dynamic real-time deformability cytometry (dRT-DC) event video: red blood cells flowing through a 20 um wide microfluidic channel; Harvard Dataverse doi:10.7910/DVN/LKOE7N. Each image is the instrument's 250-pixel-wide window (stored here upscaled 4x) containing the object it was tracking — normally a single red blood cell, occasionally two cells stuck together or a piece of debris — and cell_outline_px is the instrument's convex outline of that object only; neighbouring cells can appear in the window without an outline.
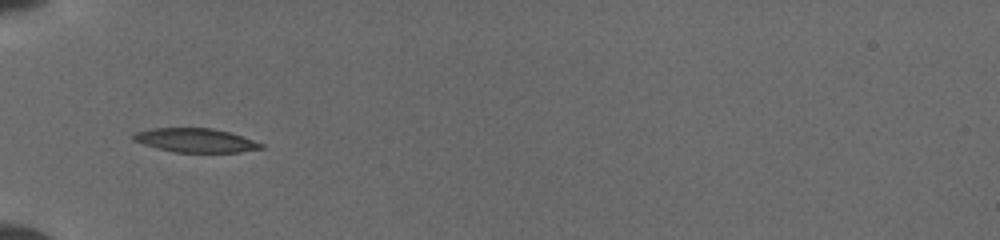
{"species": "common noctule bat (a hibernating species)", "species_latin": "Nyctalus noctula", "temperature_condition": "cold", "stored_images_in_passage": 55, "camera_frame_rate_fps": 3000, "um_per_image_px": 0.085, "animal": {"sex": "female", "body_mass_g": 19.5, "forearm_length_mm": 54.1}, "frame": {"image": 1, "passage_image": 1, "time_ms": 0.0, "image_size_px": [1000, 240], "cell_outline_px": [[264, 148], [240, 152], [176, 152], [156, 148], [132, 140], [132, 136], [136, 132], [152, 128], [212, 128], [228, 132], [264, 144]], "centroid_in_image_um": [16.6, 11.93], "position_along_channel_um": 68.4, "area_um2": 17.63}}
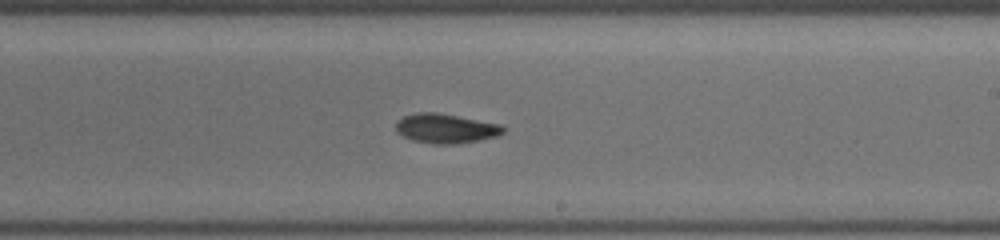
{"frame": {"image": 2, "passage_image": 21, "time_ms": 4.667, "image_size_px": [1000, 240], "cell_outline_px": [[504, 132], [496, 136], [476, 140], [452, 144], [432, 144], [412, 140], [396, 132], [396, 120], [404, 116], [416, 112], [436, 112], [500, 124], [504, 128]], "centroid_in_image_um": [37.83, 10.91], "position_along_channel_um": 251.2, "area_um2": 18.26}}
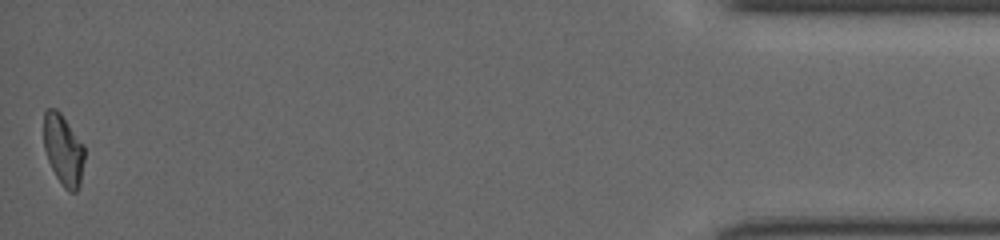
{"frame": {"image": 3, "passage_image": 55, "time_ms": 11.0, "image_size_px": [1000, 240], "cell_outline_px": [[84, 160], [80, 184], [76, 192], [68, 192], [64, 188], [56, 176], [48, 160], [44, 148], [44, 112], [48, 108], [56, 108], [60, 112], [84, 144]], "centroid_in_image_um": [5.39, 12.73], "position_along_channel_um": 429.8, "area_um2": 16.88}}